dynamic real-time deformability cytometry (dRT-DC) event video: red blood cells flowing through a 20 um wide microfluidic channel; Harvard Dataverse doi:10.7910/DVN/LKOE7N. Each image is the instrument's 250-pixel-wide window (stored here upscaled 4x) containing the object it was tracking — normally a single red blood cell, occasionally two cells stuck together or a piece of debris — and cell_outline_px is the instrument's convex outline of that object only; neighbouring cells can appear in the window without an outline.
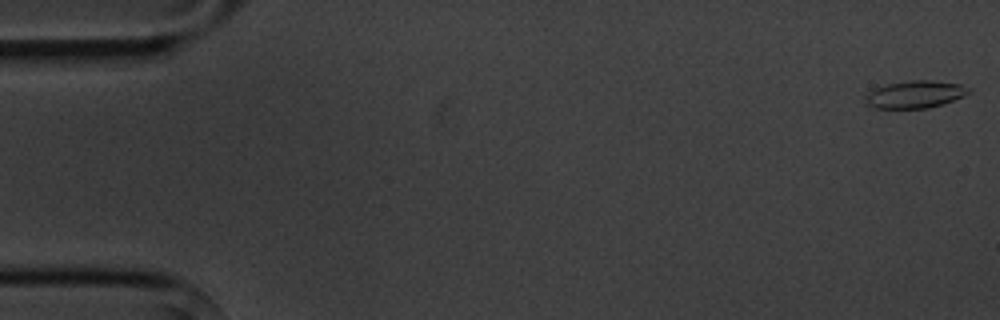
{"species": "common noctule bat (a hibernating species)", "species_latin": "Nyctalus noctula", "temperature_condition": "cold", "stored_images_in_passage": 5, "camera_frame_rate_fps": 3000, "um_per_image_px": 0.085, "animal": {"sex": "male", "body_mass_g": 20.1, "forearm_length_mm": 53.5}, "frame": {"image": 1, "passage_image": 1, "time_ms": 0.0, "image_size_px": [1000, 320], "cell_outline_px": [[972, 92], [964, 96], [944, 104], [928, 108], [876, 108], [868, 104], [864, 100], [864, 96], [868, 92], [876, 88], [888, 84], [912, 80], [932, 80], [960, 84], [972, 88]], "centroid_in_image_um": [77.83, 8.02], "position_along_channel_um": 7.2, "area_um2": 16.59}}
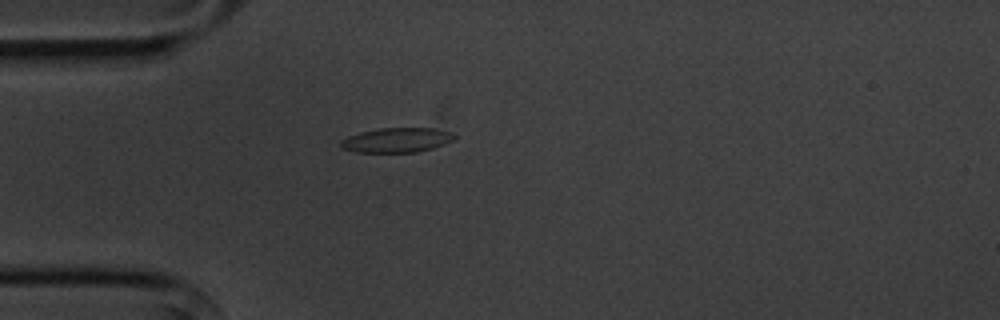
{"frame": {"image": 2, "passage_image": 5, "time_ms": 4.667, "image_size_px": [1000, 320], "cell_outline_px": [[456, 136], [452, 140], [444, 144], [432, 148], [416, 152], [356, 152], [340, 148], [340, 140], [348, 136], [360, 132], [380, 128], [432, 128], [452, 132]], "centroid_in_image_um": [33.69, 11.9], "position_along_channel_um": 51.3, "area_um2": 16.3}}